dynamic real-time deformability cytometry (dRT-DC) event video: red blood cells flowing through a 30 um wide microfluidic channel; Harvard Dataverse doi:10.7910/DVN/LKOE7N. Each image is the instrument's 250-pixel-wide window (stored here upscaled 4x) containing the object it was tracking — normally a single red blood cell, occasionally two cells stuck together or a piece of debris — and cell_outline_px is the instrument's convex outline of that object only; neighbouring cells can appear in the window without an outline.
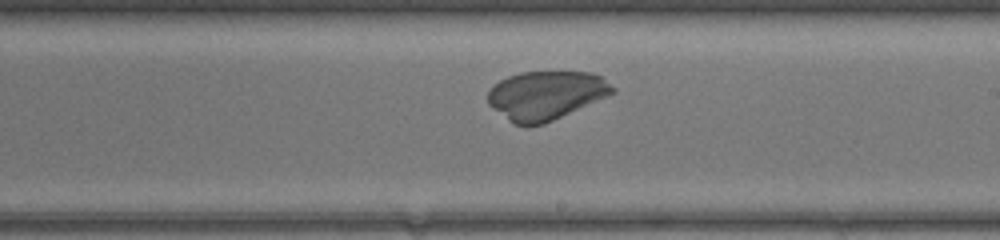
{"species": "common noctule bat (a hibernating species)", "species_latin": "Nyctalus noctula", "temperature_condition": "warm", "stored_images_in_passage": 29, "camera_frame_rate_fps": 3000, "um_per_image_px": 0.085, "animal": {"sex": "female", "body_mass_g": 17.0, "forearm_length_mm": 48.0}, "frame": {"image": 1, "passage_image": 17, "time_ms": 5.333, "image_size_px": [1000, 240], "cell_outline_px": [[616, 92], [608, 96], [544, 124], [512, 124], [488, 104], [488, 92], [492, 84], [508, 76], [520, 72], [592, 72], [600, 76], [616, 88]], "centroid_in_image_um": [46.39, 8.09], "position_along_channel_um": 242.6, "area_um2": 35.32}}
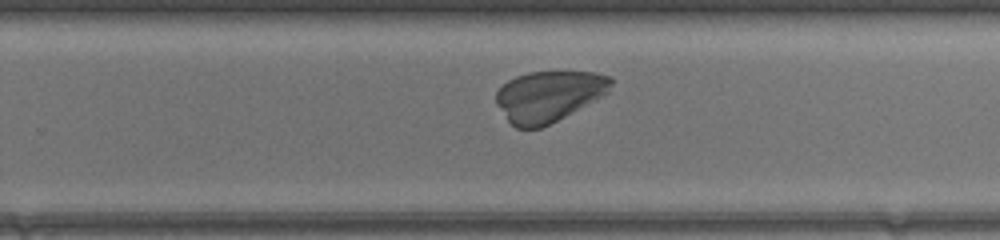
{"frame": {"image": 2, "passage_image": 20, "time_ms": 6.333, "image_size_px": [1000, 240], "cell_outline_px": [[612, 84], [608, 92], [604, 96], [540, 128], [516, 128], [508, 120], [496, 104], [496, 92], [508, 80], [516, 76], [528, 72], [596, 72], [612, 76]], "centroid_in_image_um": [46.66, 8.16], "position_along_channel_um": 283.1, "area_um2": 33.81}}
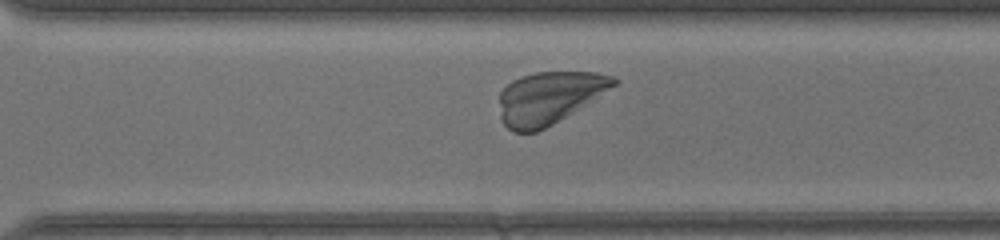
{"frame": {"image": 3, "passage_image": 23, "time_ms": 7.333, "image_size_px": [1000, 240], "cell_outline_px": [[620, 80], [616, 84], [572, 112], [552, 124], [536, 132], [512, 132], [500, 120], [500, 92], [512, 80], [520, 76], [536, 72], [596, 72], [616, 76]], "centroid_in_image_um": [46.64, 8.29], "position_along_channel_um": 324.0, "area_um2": 34.51}}